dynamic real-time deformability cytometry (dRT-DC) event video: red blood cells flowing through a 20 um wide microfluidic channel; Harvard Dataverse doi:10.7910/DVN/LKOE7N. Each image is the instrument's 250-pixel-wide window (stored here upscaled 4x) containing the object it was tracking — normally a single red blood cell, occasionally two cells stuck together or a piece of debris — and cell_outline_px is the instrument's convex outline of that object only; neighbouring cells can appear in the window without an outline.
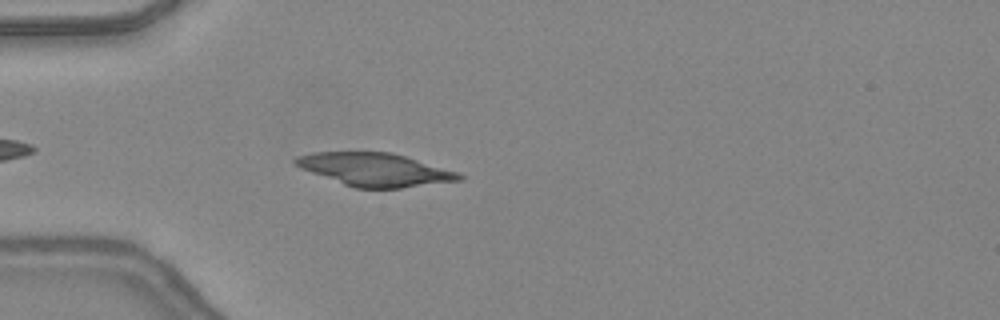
{"species": "common noctule bat (a hibernating species)", "species_latin": "Nyctalus noctula", "temperature_condition": "warm", "stored_images_in_passage": 37, "camera_frame_rate_fps": 3000, "um_per_image_px": 0.085, "animal": {"sex": "female", "body_mass_g": 24.6, "forearm_length_mm": 56.2}, "frame": {"image": 1, "passage_image": 4, "time_ms": 1.0, "image_size_px": [1000, 320], "cell_outline_px": [[464, 180], [400, 188], [356, 188], [344, 184], [300, 168], [292, 164], [292, 160], [296, 156], [312, 152], [392, 152], [456, 172], [464, 176]], "centroid_in_image_um": [31.83, 14.41], "position_along_channel_um": 53.2, "area_um2": 31.33}}
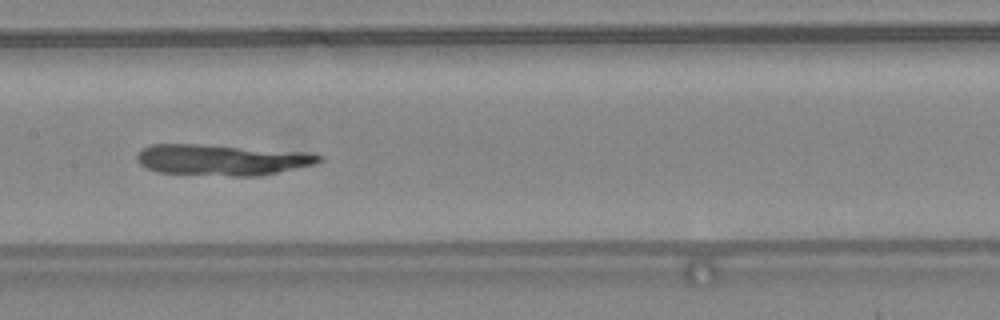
{"frame": {"image": 2, "passage_image": 14, "time_ms": 4.333, "image_size_px": [1000, 320], "cell_outline_px": [[324, 160], [316, 164], [260, 176], [232, 176], [156, 172], [140, 164], [136, 160], [136, 156], [140, 148], [152, 144], [196, 144], [308, 152], [324, 156]], "centroid_in_image_um": [18.87, 13.58], "position_along_channel_um": 188.5, "area_um2": 33.0}}
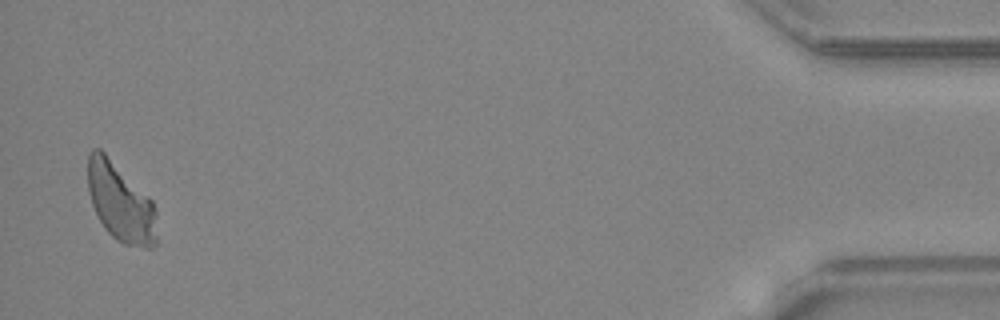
{"frame": {"image": 3, "passage_image": 36, "time_ms": 11.667, "image_size_px": [1000, 320], "cell_outline_px": [[156, 244], [152, 248], [144, 248], [124, 244], [116, 240], [104, 228], [92, 204], [88, 192], [88, 156], [92, 148], [100, 148], [152, 200], [156, 208]], "centroid_in_image_um": [10.25, 17.23], "position_along_channel_um": 425.0, "area_um2": 31.5}}